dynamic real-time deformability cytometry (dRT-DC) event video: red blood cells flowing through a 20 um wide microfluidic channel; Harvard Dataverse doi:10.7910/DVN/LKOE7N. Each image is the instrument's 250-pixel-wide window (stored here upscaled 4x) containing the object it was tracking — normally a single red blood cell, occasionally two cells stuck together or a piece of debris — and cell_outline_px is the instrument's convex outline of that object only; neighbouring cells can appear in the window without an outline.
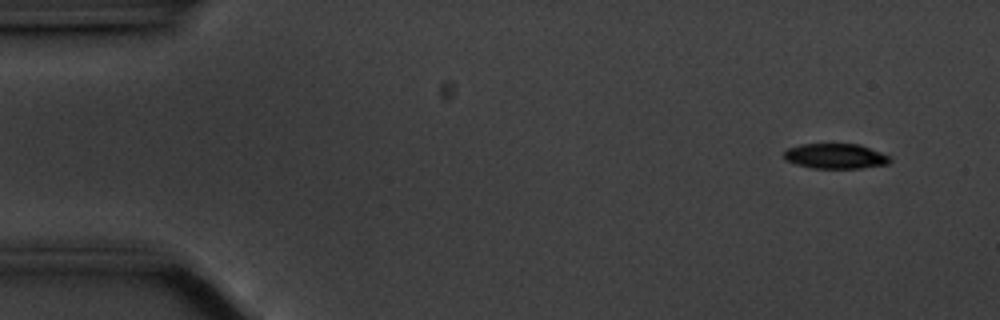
{"species": "common noctule bat (a hibernating species)", "species_latin": "Nyctalus noctula", "temperature_condition": "cold", "stored_images_in_passage": 54, "camera_frame_rate_fps": 3000, "um_per_image_px": 0.085, "animal": {"sex": "male", "body_mass_g": 20.1, "forearm_length_mm": 53.5}, "frame": {"image": 1, "passage_image": 2, "time_ms": 0.333, "image_size_px": [1000, 320], "cell_outline_px": [[892, 160], [888, 164], [860, 168], [812, 168], [796, 164], [784, 160], [784, 152], [788, 148], [800, 144], [860, 144], [892, 156]], "centroid_in_image_um": [71.04, 13.27], "position_along_channel_um": 14.0, "area_um2": 15.66}}
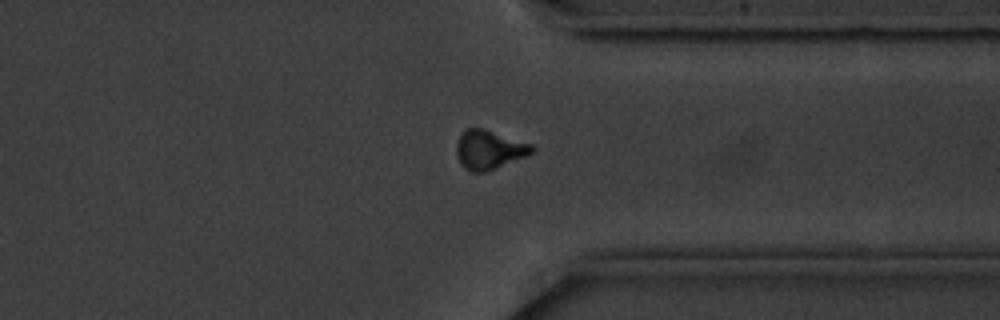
{"frame": {"image": 2, "passage_image": 41, "time_ms": 13.333, "image_size_px": [1000, 320], "cell_outline_px": [[536, 148], [532, 152], [524, 156], [484, 172], [468, 172], [460, 164], [456, 152], [456, 144], [464, 128], [480, 128], [532, 144]], "centroid_in_image_um": [41.52, 12.73], "position_along_channel_um": 369.9, "area_um2": 16.82}}
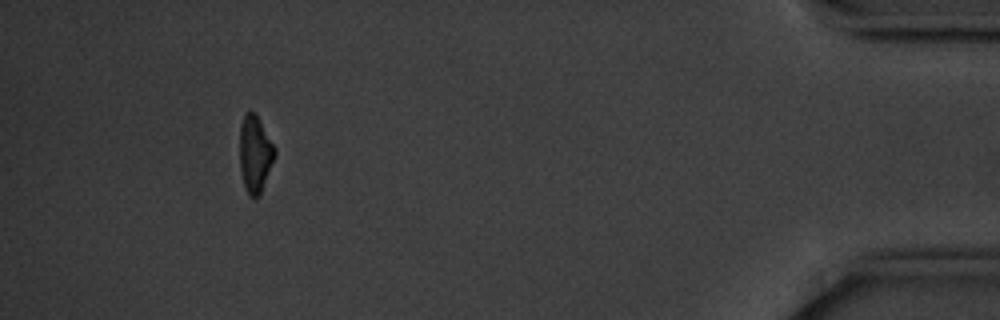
{"frame": {"image": 3, "passage_image": 50, "time_ms": 16.333, "image_size_px": [1000, 320], "cell_outline_px": [[276, 156], [260, 196], [248, 196], [244, 184], [240, 168], [240, 124], [244, 116], [248, 112], [256, 112], [276, 148]], "centroid_in_image_um": [21.7, 13.08], "position_along_channel_um": 413.5, "area_um2": 15.9}, "authors_computed_cell_mechanics": {"area_um2": 16.7909, "velocity_mm_per_s": 3.5374, "shape_relaxation_time_tau1_ms": 1.9866, "shape_relaxation_time_tau2_ms": null, "deformation_change_tau1": 0.1273, "deformation_change_tau2": null}}